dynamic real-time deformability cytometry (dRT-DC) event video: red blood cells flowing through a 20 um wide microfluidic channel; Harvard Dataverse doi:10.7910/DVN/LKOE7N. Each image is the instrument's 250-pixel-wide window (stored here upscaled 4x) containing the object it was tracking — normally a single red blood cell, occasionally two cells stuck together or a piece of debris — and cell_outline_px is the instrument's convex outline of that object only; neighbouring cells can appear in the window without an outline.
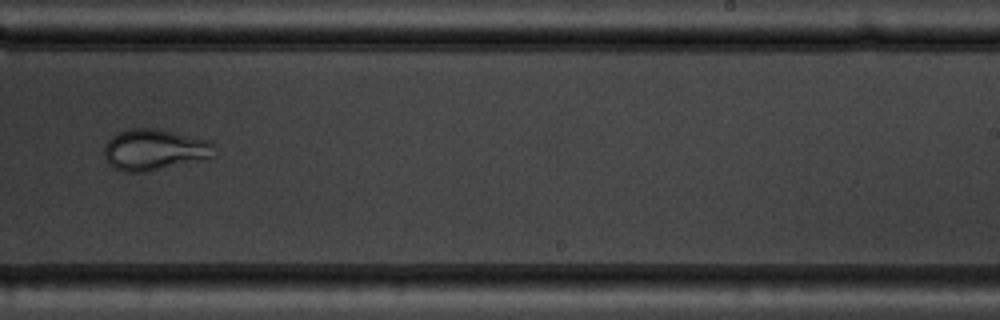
{"species": "common noctule bat (a hibernating species)", "species_latin": "Nyctalus noctula", "temperature_condition": "warm", "stored_images_in_passage": 6, "camera_frame_rate_fps": 3000, "um_per_image_px": 0.085, "animal": {"sex": "male", "body_mass_g": 19.5, "forearm_length_mm": 54.6}, "frame": {"image": 1, "passage_image": 6, "time_ms": 5.667, "image_size_px": [1000, 320], "cell_outline_px": [[212, 156], [148, 172], [124, 172], [112, 168], [108, 164], [104, 156], [104, 148], [108, 140], [116, 132], [132, 128], [156, 128], [208, 140], [212, 144]], "centroid_in_image_um": [13.01, 12.72], "position_along_channel_um": 276.0, "area_um2": 26.13}}